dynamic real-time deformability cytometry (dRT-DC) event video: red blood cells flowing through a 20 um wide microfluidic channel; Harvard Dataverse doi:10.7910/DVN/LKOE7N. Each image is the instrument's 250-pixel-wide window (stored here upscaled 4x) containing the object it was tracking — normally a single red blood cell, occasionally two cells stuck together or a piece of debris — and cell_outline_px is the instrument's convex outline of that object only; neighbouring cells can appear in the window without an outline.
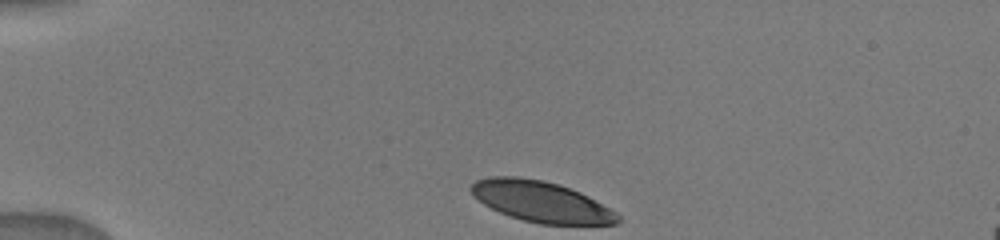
{"species": "human", "species_latin": "Homo sapiens", "temperature_condition": "warm", "stored_images_in_passage": 12, "camera_frame_rate_fps": 3000, "um_per_image_px": 0.085, "donor": {"sex": "male"}, "frame": {"image": 1, "passage_image": 1, "time_ms": 0.0, "image_size_px": [1000, 240], "cell_outline_px": [[620, 220], [616, 224], [540, 224], [524, 220], [500, 212], [484, 204], [472, 196], [468, 188], [476, 180], [492, 176], [516, 176], [544, 180], [580, 192], [588, 196], [616, 212], [620, 216]], "centroid_in_image_um": [45.96, 17.13], "position_along_channel_um": 39.0, "area_um2": 34.68}}